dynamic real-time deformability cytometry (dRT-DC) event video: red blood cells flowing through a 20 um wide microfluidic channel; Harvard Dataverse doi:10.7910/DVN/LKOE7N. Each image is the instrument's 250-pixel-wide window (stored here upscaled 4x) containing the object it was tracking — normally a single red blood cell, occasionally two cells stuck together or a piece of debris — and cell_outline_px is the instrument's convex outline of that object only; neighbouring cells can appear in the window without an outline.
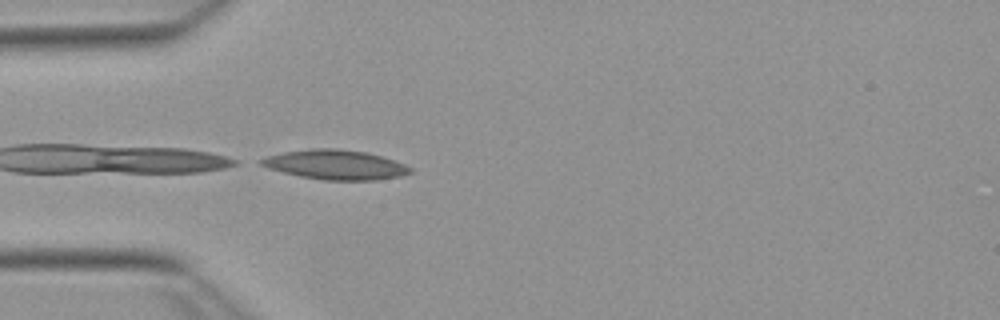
{"species": "Egyptian fruit bat (a non-hibernating species)", "species_latin": "Rousettus aegyptiacus", "temperature_condition": "warm", "stored_images_in_passage": 6, "camera_frame_rate_fps": 3000, "um_per_image_px": 0.085, "animal": {"sex": "female"}, "frame": {"image": 1, "passage_image": 6, "time_ms": 1.667, "image_size_px": [1000, 320], "cell_outline_px": [[412, 172], [400, 176], [376, 180], [324, 180], [300, 176], [268, 168], [260, 164], [256, 160], [268, 156], [284, 152], [312, 148], [336, 148], [368, 152], [404, 164], [412, 168]], "centroid_in_image_um": [28.5, 13.99], "position_along_channel_um": 56.5, "area_um2": 25.61}}